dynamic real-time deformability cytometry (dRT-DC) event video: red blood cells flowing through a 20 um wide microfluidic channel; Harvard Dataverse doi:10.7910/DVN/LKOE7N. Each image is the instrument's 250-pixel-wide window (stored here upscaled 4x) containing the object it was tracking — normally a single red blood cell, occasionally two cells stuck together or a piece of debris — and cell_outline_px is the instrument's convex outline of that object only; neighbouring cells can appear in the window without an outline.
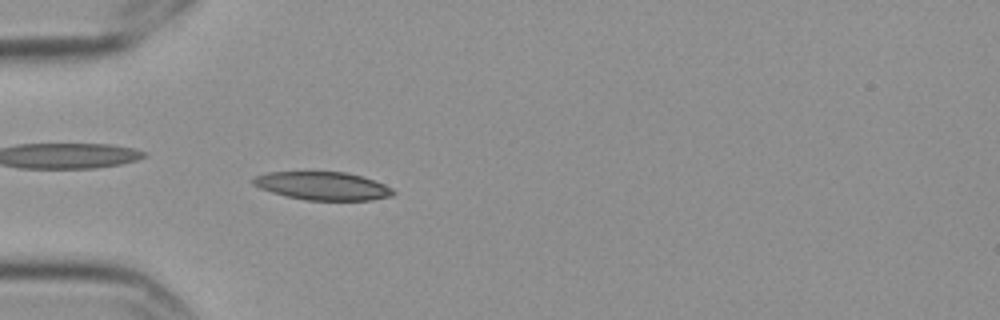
{"species": "Egyptian fruit bat (a non-hibernating species)", "species_latin": "Rousettus aegyptiacus", "temperature_condition": "cold", "stored_images_in_passage": 5, "camera_frame_rate_fps": 3000, "um_per_image_px": 0.085, "frame": {"image": 1, "passage_image": 5, "time_ms": 1.333, "image_size_px": [1000, 320], "cell_outline_px": [[396, 192], [392, 196], [372, 200], [304, 200], [272, 192], [260, 188], [252, 184], [252, 180], [256, 176], [268, 172], [344, 172], [364, 176], [384, 184], [392, 188]], "centroid_in_image_um": [27.46, 15.8], "position_along_channel_um": 57.5, "area_um2": 22.95}}